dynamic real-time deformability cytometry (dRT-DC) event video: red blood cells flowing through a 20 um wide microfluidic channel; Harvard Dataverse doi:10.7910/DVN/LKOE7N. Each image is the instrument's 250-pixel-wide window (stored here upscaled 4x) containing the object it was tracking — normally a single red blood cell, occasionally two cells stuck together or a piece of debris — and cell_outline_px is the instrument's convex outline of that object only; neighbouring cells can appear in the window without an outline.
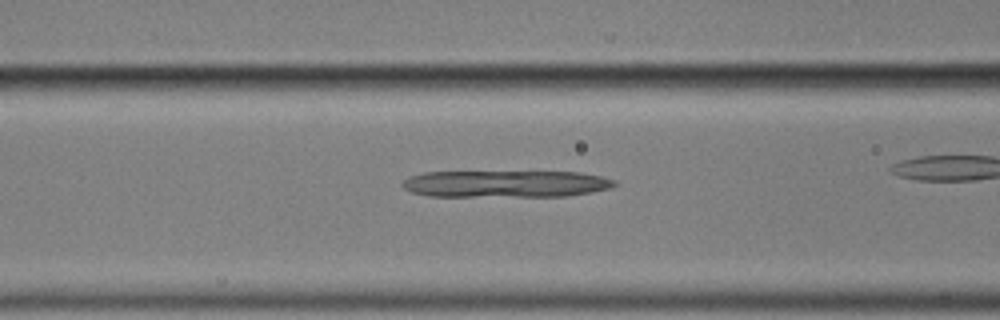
{"species": "common noctule bat (a hibernating species)", "species_latin": "Nyctalus noctula", "temperature_condition": "cold", "stored_images_in_passage": 27, "camera_frame_rate_fps": 3000, "um_per_image_px": 0.085, "animal": {"sex": "male", "body_mass_g": 17.9}, "frame": {"image": 1, "passage_image": 5, "time_ms": 1.333, "image_size_px": [1000, 320], "cell_outline_px": [[620, 184], [612, 188], [592, 192], [568, 196], [428, 196], [412, 192], [404, 188], [400, 184], [408, 176], [424, 172], [580, 172], [600, 176], [616, 180]], "centroid_in_image_um": [43.02, 15.63], "position_along_channel_um": 123.6, "area_um2": 33.52}}
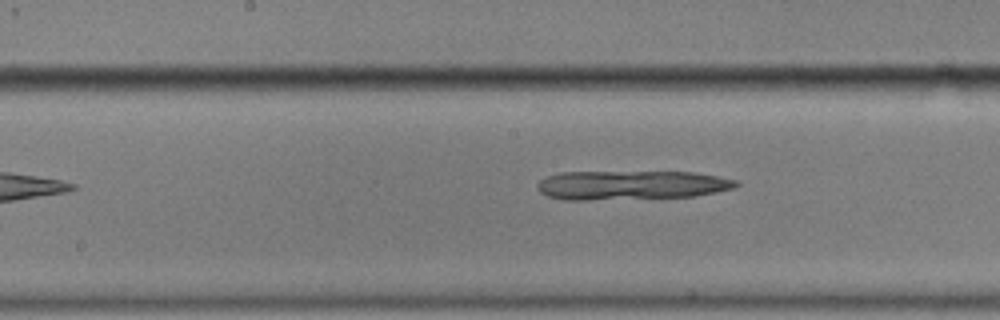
{"frame": {"image": 2, "passage_image": 11, "time_ms": 3.333, "image_size_px": [1000, 320], "cell_outline_px": [[740, 184], [736, 188], [716, 192], [692, 196], [588, 200], [564, 200], [548, 196], [540, 192], [536, 188], [536, 184], [540, 180], [548, 176], [560, 172], [696, 172], [736, 180]], "centroid_in_image_um": [53.63, 15.73], "position_along_channel_um": 194.6, "area_um2": 33.76}}
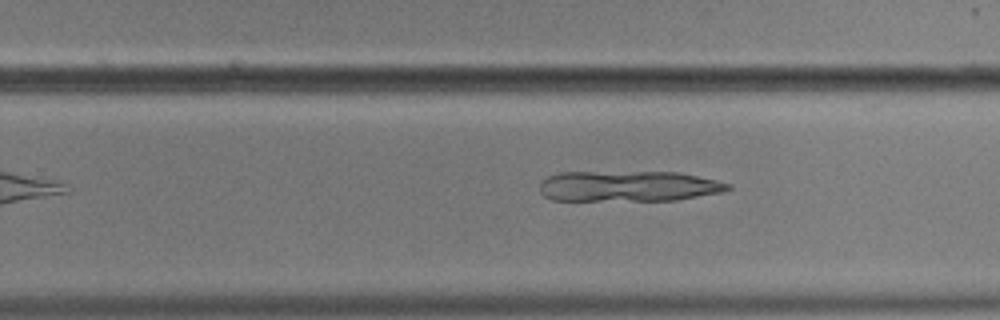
{"frame": {"image": 3, "passage_image": 18, "time_ms": 5.667, "image_size_px": [1000, 320], "cell_outline_px": [[732, 188], [724, 192], [676, 200], [552, 200], [544, 196], [540, 192], [540, 180], [548, 176], [560, 172], [680, 172], [716, 180], [732, 184]], "centroid_in_image_um": [53.43, 15.82], "position_along_channel_um": 276.4, "area_um2": 33.87}}